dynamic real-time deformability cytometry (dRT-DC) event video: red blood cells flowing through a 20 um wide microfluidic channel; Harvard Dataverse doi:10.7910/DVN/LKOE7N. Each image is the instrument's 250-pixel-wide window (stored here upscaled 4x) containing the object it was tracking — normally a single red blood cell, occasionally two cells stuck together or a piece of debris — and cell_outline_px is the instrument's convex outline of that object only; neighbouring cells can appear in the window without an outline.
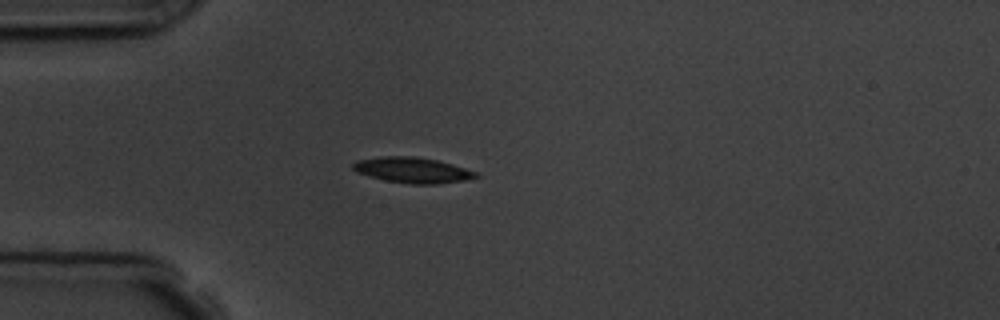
{"species": "common noctule bat (a hibernating species)", "species_latin": "Nyctalus noctula", "temperature_condition": "room temperature", "stored_images_in_passage": 4, "camera_frame_rate_fps": 3000, "um_per_image_px": 0.085, "animal": {"sex": "male", "body_mass_g": 19.5, "forearm_length_mm": 54.6}, "frame": {"image": 1, "passage_image": 4, "time_ms": 3.333, "image_size_px": [1000, 320], "cell_outline_px": [[480, 176], [464, 180], [436, 184], [408, 184], [384, 180], [368, 176], [356, 172], [352, 168], [352, 164], [356, 160], [380, 156], [412, 156], [436, 160], [452, 164], [476, 172]], "centroid_in_image_um": [35.01, 14.46], "position_along_channel_um": 50.0, "area_um2": 18.32}}